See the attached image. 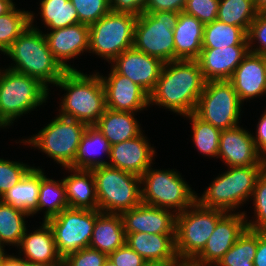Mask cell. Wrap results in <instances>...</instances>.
I'll use <instances>...</instances> for the list:
<instances>
[{"label": "cell", "mask_w": 266, "mask_h": 266, "mask_svg": "<svg viewBox=\"0 0 266 266\" xmlns=\"http://www.w3.org/2000/svg\"><path fill=\"white\" fill-rule=\"evenodd\" d=\"M206 80L197 60H174L164 63L149 107L168 109L179 116L195 112Z\"/></svg>", "instance_id": "6da1fadb"}, {"label": "cell", "mask_w": 266, "mask_h": 266, "mask_svg": "<svg viewBox=\"0 0 266 266\" xmlns=\"http://www.w3.org/2000/svg\"><path fill=\"white\" fill-rule=\"evenodd\" d=\"M35 17L30 11V25L3 54L12 60L8 69L38 79L51 91L49 86L54 87L66 70L50 51L42 27L33 24Z\"/></svg>", "instance_id": "7a4b0ae2"}, {"label": "cell", "mask_w": 266, "mask_h": 266, "mask_svg": "<svg viewBox=\"0 0 266 266\" xmlns=\"http://www.w3.org/2000/svg\"><path fill=\"white\" fill-rule=\"evenodd\" d=\"M54 87L65 92L56 109L61 116L93 126L106 109L104 85L96 70L90 74L68 70Z\"/></svg>", "instance_id": "3957f363"}, {"label": "cell", "mask_w": 266, "mask_h": 266, "mask_svg": "<svg viewBox=\"0 0 266 266\" xmlns=\"http://www.w3.org/2000/svg\"><path fill=\"white\" fill-rule=\"evenodd\" d=\"M264 171V165L227 167L216 176L200 194L196 202L206 208L219 209L227 213L243 212L244 204L250 202L257 179ZM239 210V211H236Z\"/></svg>", "instance_id": "277c9868"}, {"label": "cell", "mask_w": 266, "mask_h": 266, "mask_svg": "<svg viewBox=\"0 0 266 266\" xmlns=\"http://www.w3.org/2000/svg\"><path fill=\"white\" fill-rule=\"evenodd\" d=\"M49 94L50 90L38 79L1 67L0 128L9 129L22 116L46 105Z\"/></svg>", "instance_id": "5b68a950"}, {"label": "cell", "mask_w": 266, "mask_h": 266, "mask_svg": "<svg viewBox=\"0 0 266 266\" xmlns=\"http://www.w3.org/2000/svg\"><path fill=\"white\" fill-rule=\"evenodd\" d=\"M87 124L84 122L64 117L57 114L37 134L24 137L16 143L29 145L46 154L62 168L72 167L75 164V157L82 135L85 133Z\"/></svg>", "instance_id": "8992f818"}, {"label": "cell", "mask_w": 266, "mask_h": 266, "mask_svg": "<svg viewBox=\"0 0 266 266\" xmlns=\"http://www.w3.org/2000/svg\"><path fill=\"white\" fill-rule=\"evenodd\" d=\"M151 165L140 177L142 203L166 208L176 214L196 201V191L176 169H156Z\"/></svg>", "instance_id": "52a82bcc"}, {"label": "cell", "mask_w": 266, "mask_h": 266, "mask_svg": "<svg viewBox=\"0 0 266 266\" xmlns=\"http://www.w3.org/2000/svg\"><path fill=\"white\" fill-rule=\"evenodd\" d=\"M98 210L121 214L142 203L139 176L109 165L92 168Z\"/></svg>", "instance_id": "ba28073f"}, {"label": "cell", "mask_w": 266, "mask_h": 266, "mask_svg": "<svg viewBox=\"0 0 266 266\" xmlns=\"http://www.w3.org/2000/svg\"><path fill=\"white\" fill-rule=\"evenodd\" d=\"M137 15L110 11L89 26V51L110 63L133 47Z\"/></svg>", "instance_id": "9c48e42d"}, {"label": "cell", "mask_w": 266, "mask_h": 266, "mask_svg": "<svg viewBox=\"0 0 266 266\" xmlns=\"http://www.w3.org/2000/svg\"><path fill=\"white\" fill-rule=\"evenodd\" d=\"M179 13L172 11L144 12L137 16L133 47L163 63L175 60L173 29Z\"/></svg>", "instance_id": "30bf717a"}, {"label": "cell", "mask_w": 266, "mask_h": 266, "mask_svg": "<svg viewBox=\"0 0 266 266\" xmlns=\"http://www.w3.org/2000/svg\"><path fill=\"white\" fill-rule=\"evenodd\" d=\"M227 212L206 208L196 201L176 215L175 251L177 258H195L205 247L217 222Z\"/></svg>", "instance_id": "8fae6325"}, {"label": "cell", "mask_w": 266, "mask_h": 266, "mask_svg": "<svg viewBox=\"0 0 266 266\" xmlns=\"http://www.w3.org/2000/svg\"><path fill=\"white\" fill-rule=\"evenodd\" d=\"M243 104L229 80L206 81L195 114L221 130L239 126Z\"/></svg>", "instance_id": "7c38bea8"}, {"label": "cell", "mask_w": 266, "mask_h": 266, "mask_svg": "<svg viewBox=\"0 0 266 266\" xmlns=\"http://www.w3.org/2000/svg\"><path fill=\"white\" fill-rule=\"evenodd\" d=\"M96 221V210L64 209L46 222L51 227L57 251L67 255L89 247Z\"/></svg>", "instance_id": "4fadbf2b"}, {"label": "cell", "mask_w": 266, "mask_h": 266, "mask_svg": "<svg viewBox=\"0 0 266 266\" xmlns=\"http://www.w3.org/2000/svg\"><path fill=\"white\" fill-rule=\"evenodd\" d=\"M105 89L106 108L113 111L135 112L148 110L149 94L112 67L107 76L97 71Z\"/></svg>", "instance_id": "5bb4252c"}, {"label": "cell", "mask_w": 266, "mask_h": 266, "mask_svg": "<svg viewBox=\"0 0 266 266\" xmlns=\"http://www.w3.org/2000/svg\"><path fill=\"white\" fill-rule=\"evenodd\" d=\"M118 74L141 86L149 95L154 90L164 63L134 47L123 51L111 63Z\"/></svg>", "instance_id": "9a60e30c"}, {"label": "cell", "mask_w": 266, "mask_h": 266, "mask_svg": "<svg viewBox=\"0 0 266 266\" xmlns=\"http://www.w3.org/2000/svg\"><path fill=\"white\" fill-rule=\"evenodd\" d=\"M239 125L222 130L218 157L227 167L263 165V158L255 145L252 132Z\"/></svg>", "instance_id": "2e32d148"}, {"label": "cell", "mask_w": 266, "mask_h": 266, "mask_svg": "<svg viewBox=\"0 0 266 266\" xmlns=\"http://www.w3.org/2000/svg\"><path fill=\"white\" fill-rule=\"evenodd\" d=\"M54 58L66 70H78L68 62L89 51V25L78 23L43 31Z\"/></svg>", "instance_id": "e0dca14e"}, {"label": "cell", "mask_w": 266, "mask_h": 266, "mask_svg": "<svg viewBox=\"0 0 266 266\" xmlns=\"http://www.w3.org/2000/svg\"><path fill=\"white\" fill-rule=\"evenodd\" d=\"M156 149L144 133L136 138L112 145L108 165L139 177L154 165Z\"/></svg>", "instance_id": "ac0fdd59"}, {"label": "cell", "mask_w": 266, "mask_h": 266, "mask_svg": "<svg viewBox=\"0 0 266 266\" xmlns=\"http://www.w3.org/2000/svg\"><path fill=\"white\" fill-rule=\"evenodd\" d=\"M247 228L243 212L226 213L218 222L203 250L194 258L215 266Z\"/></svg>", "instance_id": "d6986e66"}, {"label": "cell", "mask_w": 266, "mask_h": 266, "mask_svg": "<svg viewBox=\"0 0 266 266\" xmlns=\"http://www.w3.org/2000/svg\"><path fill=\"white\" fill-rule=\"evenodd\" d=\"M125 234L145 232L176 234V213L170 209L139 204L121 214Z\"/></svg>", "instance_id": "ffe728a7"}, {"label": "cell", "mask_w": 266, "mask_h": 266, "mask_svg": "<svg viewBox=\"0 0 266 266\" xmlns=\"http://www.w3.org/2000/svg\"><path fill=\"white\" fill-rule=\"evenodd\" d=\"M242 104L266 95V56L249 52L229 79Z\"/></svg>", "instance_id": "44dd1931"}, {"label": "cell", "mask_w": 266, "mask_h": 266, "mask_svg": "<svg viewBox=\"0 0 266 266\" xmlns=\"http://www.w3.org/2000/svg\"><path fill=\"white\" fill-rule=\"evenodd\" d=\"M248 53V45L202 48L197 61L206 81L229 80Z\"/></svg>", "instance_id": "7402d4cb"}, {"label": "cell", "mask_w": 266, "mask_h": 266, "mask_svg": "<svg viewBox=\"0 0 266 266\" xmlns=\"http://www.w3.org/2000/svg\"><path fill=\"white\" fill-rule=\"evenodd\" d=\"M40 224L34 230L27 228L17 246V250L18 248L19 250L16 256L23 261L32 263L63 264V259L56 248L51 227L45 221L40 222Z\"/></svg>", "instance_id": "603a6c76"}, {"label": "cell", "mask_w": 266, "mask_h": 266, "mask_svg": "<svg viewBox=\"0 0 266 266\" xmlns=\"http://www.w3.org/2000/svg\"><path fill=\"white\" fill-rule=\"evenodd\" d=\"M176 234H150L145 232L126 234V244L146 262L170 266L176 259Z\"/></svg>", "instance_id": "cb8c5ba5"}, {"label": "cell", "mask_w": 266, "mask_h": 266, "mask_svg": "<svg viewBox=\"0 0 266 266\" xmlns=\"http://www.w3.org/2000/svg\"><path fill=\"white\" fill-rule=\"evenodd\" d=\"M65 169L68 176L63 177L69 208L98 210L95 179L92 169ZM70 173V175H69Z\"/></svg>", "instance_id": "d4e9b609"}, {"label": "cell", "mask_w": 266, "mask_h": 266, "mask_svg": "<svg viewBox=\"0 0 266 266\" xmlns=\"http://www.w3.org/2000/svg\"><path fill=\"white\" fill-rule=\"evenodd\" d=\"M204 24L194 16L179 13L173 29L175 60H197L202 50Z\"/></svg>", "instance_id": "484cf974"}, {"label": "cell", "mask_w": 266, "mask_h": 266, "mask_svg": "<svg viewBox=\"0 0 266 266\" xmlns=\"http://www.w3.org/2000/svg\"><path fill=\"white\" fill-rule=\"evenodd\" d=\"M137 114L106 108L94 126L107 138L112 146L136 138L143 132L145 133L137 117H135Z\"/></svg>", "instance_id": "4316f807"}, {"label": "cell", "mask_w": 266, "mask_h": 266, "mask_svg": "<svg viewBox=\"0 0 266 266\" xmlns=\"http://www.w3.org/2000/svg\"><path fill=\"white\" fill-rule=\"evenodd\" d=\"M126 244V234L120 214L96 210V221L89 247L109 255Z\"/></svg>", "instance_id": "83f0119b"}, {"label": "cell", "mask_w": 266, "mask_h": 266, "mask_svg": "<svg viewBox=\"0 0 266 266\" xmlns=\"http://www.w3.org/2000/svg\"><path fill=\"white\" fill-rule=\"evenodd\" d=\"M42 166L33 167L26 175L0 198L6 204L12 205L29 216L38 214V197L41 182Z\"/></svg>", "instance_id": "f1b7e54d"}, {"label": "cell", "mask_w": 266, "mask_h": 266, "mask_svg": "<svg viewBox=\"0 0 266 266\" xmlns=\"http://www.w3.org/2000/svg\"><path fill=\"white\" fill-rule=\"evenodd\" d=\"M110 148L111 145L107 138L94 125L88 126L82 135L75 157V164L72 167L77 169H92L98 166L108 165V161L103 159L101 154L103 156L107 155L106 158L109 159Z\"/></svg>", "instance_id": "f546056e"}, {"label": "cell", "mask_w": 266, "mask_h": 266, "mask_svg": "<svg viewBox=\"0 0 266 266\" xmlns=\"http://www.w3.org/2000/svg\"><path fill=\"white\" fill-rule=\"evenodd\" d=\"M69 208L66 197V187L63 179L49 178L41 168V182L38 197V214L42 212L43 220L59 215L64 209ZM45 210V211H44ZM44 211V212H43Z\"/></svg>", "instance_id": "4dcf8cb0"}, {"label": "cell", "mask_w": 266, "mask_h": 266, "mask_svg": "<svg viewBox=\"0 0 266 266\" xmlns=\"http://www.w3.org/2000/svg\"><path fill=\"white\" fill-rule=\"evenodd\" d=\"M27 213L15 209L0 200V245L5 249L9 245L17 247L28 227Z\"/></svg>", "instance_id": "1f68e13d"}, {"label": "cell", "mask_w": 266, "mask_h": 266, "mask_svg": "<svg viewBox=\"0 0 266 266\" xmlns=\"http://www.w3.org/2000/svg\"><path fill=\"white\" fill-rule=\"evenodd\" d=\"M41 23L47 30H55L79 23L76 9L70 0H39Z\"/></svg>", "instance_id": "d6a6232c"}, {"label": "cell", "mask_w": 266, "mask_h": 266, "mask_svg": "<svg viewBox=\"0 0 266 266\" xmlns=\"http://www.w3.org/2000/svg\"><path fill=\"white\" fill-rule=\"evenodd\" d=\"M248 45L247 33L239 26L214 20L204 26L202 48Z\"/></svg>", "instance_id": "836d02e7"}, {"label": "cell", "mask_w": 266, "mask_h": 266, "mask_svg": "<svg viewBox=\"0 0 266 266\" xmlns=\"http://www.w3.org/2000/svg\"><path fill=\"white\" fill-rule=\"evenodd\" d=\"M191 123V140L193 147L200 152L202 156L216 159L219 151V140L221 129L214 127L200 119L194 112L184 116V119Z\"/></svg>", "instance_id": "e575fe53"}, {"label": "cell", "mask_w": 266, "mask_h": 266, "mask_svg": "<svg viewBox=\"0 0 266 266\" xmlns=\"http://www.w3.org/2000/svg\"><path fill=\"white\" fill-rule=\"evenodd\" d=\"M257 14L253 0H219L217 20L239 26L246 33Z\"/></svg>", "instance_id": "d590c367"}, {"label": "cell", "mask_w": 266, "mask_h": 266, "mask_svg": "<svg viewBox=\"0 0 266 266\" xmlns=\"http://www.w3.org/2000/svg\"><path fill=\"white\" fill-rule=\"evenodd\" d=\"M258 231L246 228L215 266H254Z\"/></svg>", "instance_id": "8d00e7d4"}, {"label": "cell", "mask_w": 266, "mask_h": 266, "mask_svg": "<svg viewBox=\"0 0 266 266\" xmlns=\"http://www.w3.org/2000/svg\"><path fill=\"white\" fill-rule=\"evenodd\" d=\"M15 5L0 16V52L3 54L30 25V11Z\"/></svg>", "instance_id": "74e56055"}, {"label": "cell", "mask_w": 266, "mask_h": 266, "mask_svg": "<svg viewBox=\"0 0 266 266\" xmlns=\"http://www.w3.org/2000/svg\"><path fill=\"white\" fill-rule=\"evenodd\" d=\"M252 212L254 217L247 216V211H244L247 228L254 231L266 232V173L263 171L257 179L253 189ZM252 218V219H249Z\"/></svg>", "instance_id": "f35d334b"}, {"label": "cell", "mask_w": 266, "mask_h": 266, "mask_svg": "<svg viewBox=\"0 0 266 266\" xmlns=\"http://www.w3.org/2000/svg\"><path fill=\"white\" fill-rule=\"evenodd\" d=\"M33 166L0 157V198L17 184Z\"/></svg>", "instance_id": "ab89813d"}, {"label": "cell", "mask_w": 266, "mask_h": 266, "mask_svg": "<svg viewBox=\"0 0 266 266\" xmlns=\"http://www.w3.org/2000/svg\"><path fill=\"white\" fill-rule=\"evenodd\" d=\"M77 11L79 23L91 25L108 14L110 0H70Z\"/></svg>", "instance_id": "60d3db41"}, {"label": "cell", "mask_w": 266, "mask_h": 266, "mask_svg": "<svg viewBox=\"0 0 266 266\" xmlns=\"http://www.w3.org/2000/svg\"><path fill=\"white\" fill-rule=\"evenodd\" d=\"M218 6L219 0H187L183 12L206 25L217 20Z\"/></svg>", "instance_id": "b9f144b4"}, {"label": "cell", "mask_w": 266, "mask_h": 266, "mask_svg": "<svg viewBox=\"0 0 266 266\" xmlns=\"http://www.w3.org/2000/svg\"><path fill=\"white\" fill-rule=\"evenodd\" d=\"M247 39L249 52L266 56V13L257 14L250 25Z\"/></svg>", "instance_id": "7bdbcfd3"}, {"label": "cell", "mask_w": 266, "mask_h": 266, "mask_svg": "<svg viewBox=\"0 0 266 266\" xmlns=\"http://www.w3.org/2000/svg\"><path fill=\"white\" fill-rule=\"evenodd\" d=\"M107 259L108 255L106 253L86 247L67 255L63 259V266H104Z\"/></svg>", "instance_id": "ee69618b"}, {"label": "cell", "mask_w": 266, "mask_h": 266, "mask_svg": "<svg viewBox=\"0 0 266 266\" xmlns=\"http://www.w3.org/2000/svg\"><path fill=\"white\" fill-rule=\"evenodd\" d=\"M116 266H142L146 261L127 244L108 255Z\"/></svg>", "instance_id": "f6af8a7d"}, {"label": "cell", "mask_w": 266, "mask_h": 266, "mask_svg": "<svg viewBox=\"0 0 266 266\" xmlns=\"http://www.w3.org/2000/svg\"><path fill=\"white\" fill-rule=\"evenodd\" d=\"M148 0H110V9L114 12H127L135 15L144 13Z\"/></svg>", "instance_id": "bcb514c9"}, {"label": "cell", "mask_w": 266, "mask_h": 266, "mask_svg": "<svg viewBox=\"0 0 266 266\" xmlns=\"http://www.w3.org/2000/svg\"><path fill=\"white\" fill-rule=\"evenodd\" d=\"M187 0H148L144 12L172 11L183 12Z\"/></svg>", "instance_id": "7dc6e473"}, {"label": "cell", "mask_w": 266, "mask_h": 266, "mask_svg": "<svg viewBox=\"0 0 266 266\" xmlns=\"http://www.w3.org/2000/svg\"><path fill=\"white\" fill-rule=\"evenodd\" d=\"M258 120L256 132H252V136L260 156L264 159L266 157V109L262 111Z\"/></svg>", "instance_id": "c3c4849f"}, {"label": "cell", "mask_w": 266, "mask_h": 266, "mask_svg": "<svg viewBox=\"0 0 266 266\" xmlns=\"http://www.w3.org/2000/svg\"><path fill=\"white\" fill-rule=\"evenodd\" d=\"M253 264L254 266H266V232L258 231V246Z\"/></svg>", "instance_id": "681fc988"}, {"label": "cell", "mask_w": 266, "mask_h": 266, "mask_svg": "<svg viewBox=\"0 0 266 266\" xmlns=\"http://www.w3.org/2000/svg\"><path fill=\"white\" fill-rule=\"evenodd\" d=\"M170 266H210L194 258H177Z\"/></svg>", "instance_id": "f907efd6"}, {"label": "cell", "mask_w": 266, "mask_h": 266, "mask_svg": "<svg viewBox=\"0 0 266 266\" xmlns=\"http://www.w3.org/2000/svg\"><path fill=\"white\" fill-rule=\"evenodd\" d=\"M3 266H19V257L13 254L3 253Z\"/></svg>", "instance_id": "816d5d0a"}, {"label": "cell", "mask_w": 266, "mask_h": 266, "mask_svg": "<svg viewBox=\"0 0 266 266\" xmlns=\"http://www.w3.org/2000/svg\"><path fill=\"white\" fill-rule=\"evenodd\" d=\"M13 1L14 0H0V16L8 13L16 5Z\"/></svg>", "instance_id": "f5cc1de1"}, {"label": "cell", "mask_w": 266, "mask_h": 266, "mask_svg": "<svg viewBox=\"0 0 266 266\" xmlns=\"http://www.w3.org/2000/svg\"><path fill=\"white\" fill-rule=\"evenodd\" d=\"M255 9L258 13L266 12V0H253Z\"/></svg>", "instance_id": "db71d44e"}, {"label": "cell", "mask_w": 266, "mask_h": 266, "mask_svg": "<svg viewBox=\"0 0 266 266\" xmlns=\"http://www.w3.org/2000/svg\"><path fill=\"white\" fill-rule=\"evenodd\" d=\"M19 266H63V264H44V263H32L23 261L19 258Z\"/></svg>", "instance_id": "11a10c76"}, {"label": "cell", "mask_w": 266, "mask_h": 266, "mask_svg": "<svg viewBox=\"0 0 266 266\" xmlns=\"http://www.w3.org/2000/svg\"><path fill=\"white\" fill-rule=\"evenodd\" d=\"M142 266H167L165 264H160L157 262H145Z\"/></svg>", "instance_id": "9f6ffc18"}, {"label": "cell", "mask_w": 266, "mask_h": 266, "mask_svg": "<svg viewBox=\"0 0 266 266\" xmlns=\"http://www.w3.org/2000/svg\"><path fill=\"white\" fill-rule=\"evenodd\" d=\"M104 266H116L110 259H107L104 263Z\"/></svg>", "instance_id": "6f0895ef"}, {"label": "cell", "mask_w": 266, "mask_h": 266, "mask_svg": "<svg viewBox=\"0 0 266 266\" xmlns=\"http://www.w3.org/2000/svg\"><path fill=\"white\" fill-rule=\"evenodd\" d=\"M0 266H3V253L0 254Z\"/></svg>", "instance_id": "680465c9"}, {"label": "cell", "mask_w": 266, "mask_h": 266, "mask_svg": "<svg viewBox=\"0 0 266 266\" xmlns=\"http://www.w3.org/2000/svg\"><path fill=\"white\" fill-rule=\"evenodd\" d=\"M264 172L266 173V157L263 159Z\"/></svg>", "instance_id": "91938a15"}, {"label": "cell", "mask_w": 266, "mask_h": 266, "mask_svg": "<svg viewBox=\"0 0 266 266\" xmlns=\"http://www.w3.org/2000/svg\"><path fill=\"white\" fill-rule=\"evenodd\" d=\"M6 250L0 245V254L5 253Z\"/></svg>", "instance_id": "94428289"}]
</instances>
